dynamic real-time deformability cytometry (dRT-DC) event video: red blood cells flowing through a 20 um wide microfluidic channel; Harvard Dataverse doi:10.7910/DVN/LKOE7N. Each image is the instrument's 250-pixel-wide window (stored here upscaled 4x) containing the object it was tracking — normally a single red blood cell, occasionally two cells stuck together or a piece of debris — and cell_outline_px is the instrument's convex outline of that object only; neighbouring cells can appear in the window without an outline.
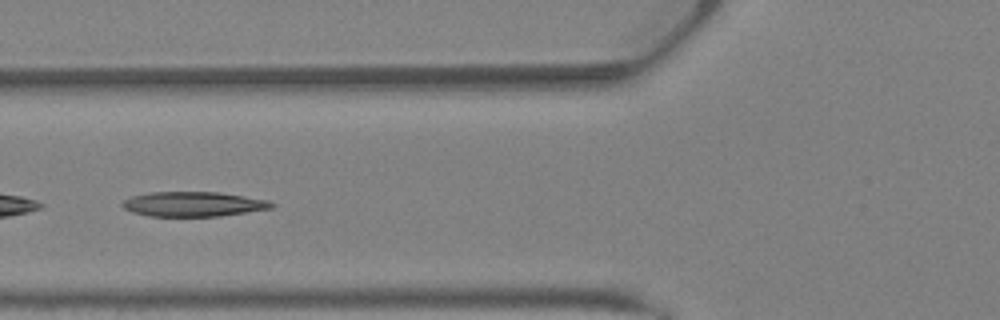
{"species": "Egyptian fruit bat (a non-hibernating species)", "species_latin": "Rousettus aegyptiacus", "temperature_condition": "warm", "stored_images_in_passage": 31, "camera_frame_rate_fps": 3000, "um_per_image_px": 0.085, "animal": {"sex": "female"}, "frame": {"image": 1, "passage_image": 10, "time_ms": 3.0, "image_size_px": [1000, 320], "cell_outline_px": [[276, 204], [272, 208], [220, 216], [148, 216], [132, 212], [124, 208], [120, 204], [124, 200], [132, 196], [148, 192], [220, 192], [268, 200]], "centroid_in_image_um": [16.42, 17.34], "position_along_channel_um": 109.4, "area_um2": 21.56}}